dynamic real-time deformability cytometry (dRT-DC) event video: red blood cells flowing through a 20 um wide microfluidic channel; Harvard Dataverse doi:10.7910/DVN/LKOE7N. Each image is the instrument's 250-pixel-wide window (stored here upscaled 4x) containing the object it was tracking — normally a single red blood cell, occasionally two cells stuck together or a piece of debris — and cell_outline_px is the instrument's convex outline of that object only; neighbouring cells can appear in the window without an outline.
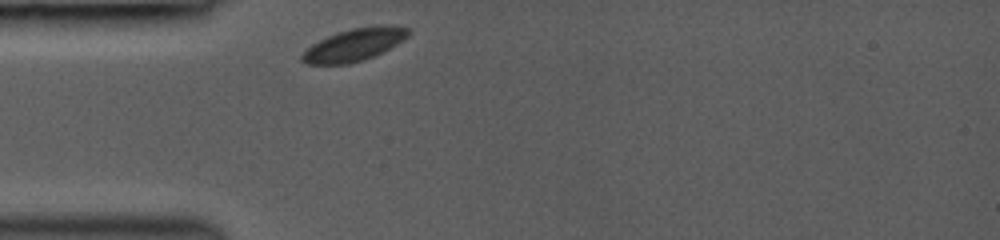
{"species": "common noctule bat (a hibernating species)", "species_latin": "Nyctalus noctula", "temperature_condition": "room temperature", "stored_images_in_passage": 4, "camera_frame_rate_fps": 3000, "um_per_image_px": 0.085, "animal": {"sex": "female", "body_mass_g": 19.0, "forearm_length_mm": 53.3}, "frame": {"image": 1, "passage_image": 1, "time_ms": 0.0, "image_size_px": [1000, 240], "cell_outline_px": [[412, 28], [408, 36], [396, 44], [364, 60], [348, 64], [308, 64], [300, 60], [300, 56], [312, 44], [328, 36], [352, 28], [384, 24], [388, 24]], "centroid_in_image_um": [30.13, 3.79], "position_along_channel_um": 54.9, "area_um2": 19.94}}